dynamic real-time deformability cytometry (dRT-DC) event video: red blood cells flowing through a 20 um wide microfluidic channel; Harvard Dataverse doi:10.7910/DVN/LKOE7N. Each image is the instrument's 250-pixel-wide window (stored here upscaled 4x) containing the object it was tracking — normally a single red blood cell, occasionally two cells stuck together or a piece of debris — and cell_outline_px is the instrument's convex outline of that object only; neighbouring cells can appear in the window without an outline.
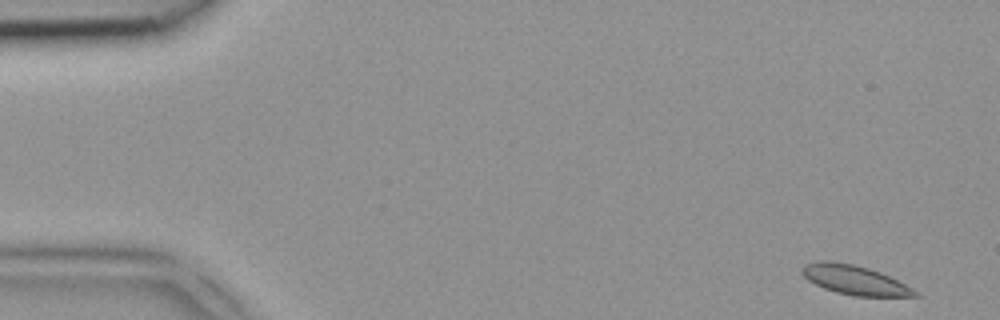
{"species": "common noctule bat (a hibernating species)", "species_latin": "Nyctalus noctula", "temperature_condition": "room temperature", "stored_images_in_passage": 5, "camera_frame_rate_fps": 3000, "um_per_image_px": 0.085, "animal": {"sex": "female", "body_mass_g": 18.4}, "frame": {"image": 1, "passage_image": 1, "time_ms": 0.0, "image_size_px": [1000, 320], "cell_outline_px": [[920, 296], [852, 296], [836, 292], [824, 288], [808, 280], [800, 272], [800, 268], [804, 264], [820, 260], [832, 260], [852, 264], [868, 268], [880, 272], [920, 292]], "centroid_in_image_um": [72.6, 23.79], "position_along_channel_um": 12.4, "area_um2": 19.31}}
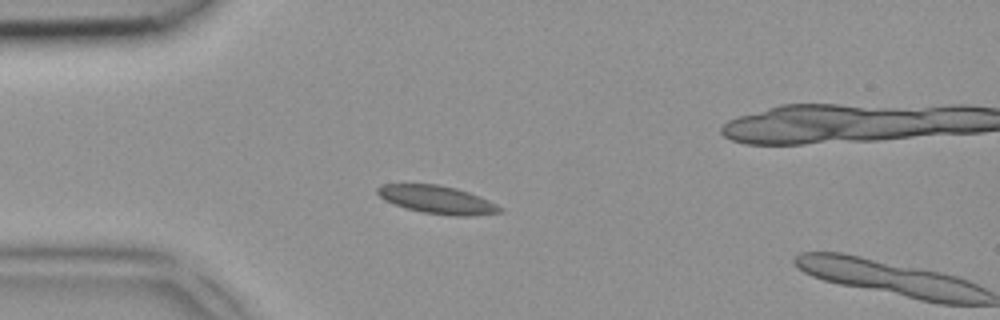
{"frame": {"image": 2, "passage_image": 4, "time_ms": 1.0, "image_size_px": [1000, 320], "cell_outline_px": [[504, 212], [472, 216], [456, 216], [424, 212], [404, 208], [384, 200], [376, 192], [376, 188], [380, 184], [436, 184], [456, 188], [480, 196], [504, 208]], "centroid_in_image_um": [37.17, 16.97], "position_along_channel_um": 47.8, "area_um2": 20.06}}